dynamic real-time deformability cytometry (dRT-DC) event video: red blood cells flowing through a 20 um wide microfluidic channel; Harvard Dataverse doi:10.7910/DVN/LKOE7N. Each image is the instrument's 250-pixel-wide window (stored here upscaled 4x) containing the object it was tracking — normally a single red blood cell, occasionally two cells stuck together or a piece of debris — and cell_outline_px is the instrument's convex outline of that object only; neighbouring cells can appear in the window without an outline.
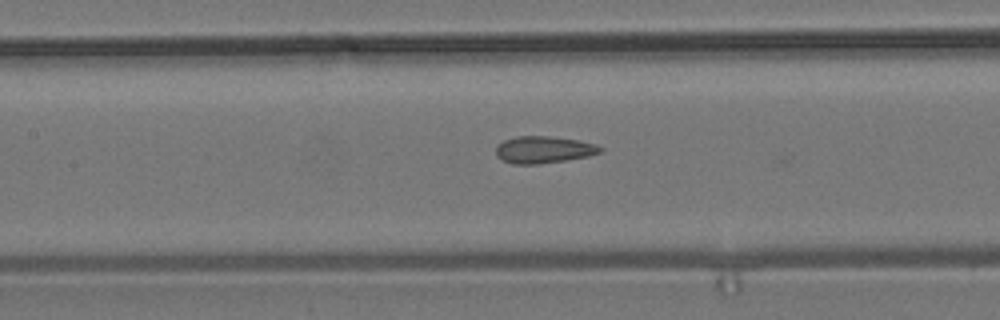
{"species": "common noctule bat (a hibernating species)", "species_latin": "Nyctalus noctula", "temperature_condition": "room temperature", "stored_images_in_passage": 43, "segment_of_instrument_passage": [2, 2], "camera_frame_rate_fps": 3000, "um_per_image_px": 0.085, "animal": {"sex": "male", "body_mass_g": 19.2, "forearm_length_mm": 51.8}, "frame": {"image": 1, "passage_image": 13, "time_ms": 4.0, "image_size_px": [1000, 320], "cell_outline_px": [[604, 148], [600, 152], [588, 156], [564, 160], [536, 164], [512, 164], [496, 156], [496, 148], [504, 140], [516, 136], [548, 136], [580, 140], [596, 144]], "centroid_in_image_um": [46.22, 12.71], "position_along_channel_um": 161.2, "area_um2": 16.3}}
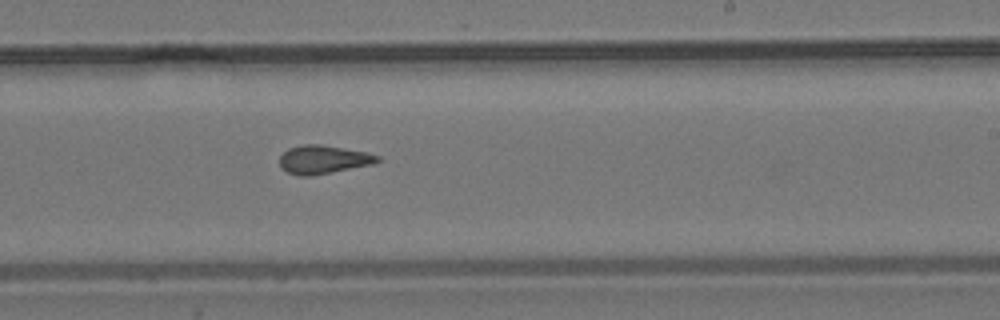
{"frame": {"image": 2, "passage_image": 21, "time_ms": 6.667, "image_size_px": [1000, 320], "cell_outline_px": [[380, 160], [376, 164], [312, 176], [300, 176], [288, 172], [280, 168], [280, 156], [288, 148], [304, 144], [320, 144], [344, 148], [364, 152], [380, 156]], "centroid_in_image_um": [27.49, 13.57], "position_along_channel_um": 261.5, "area_um2": 16.36}}
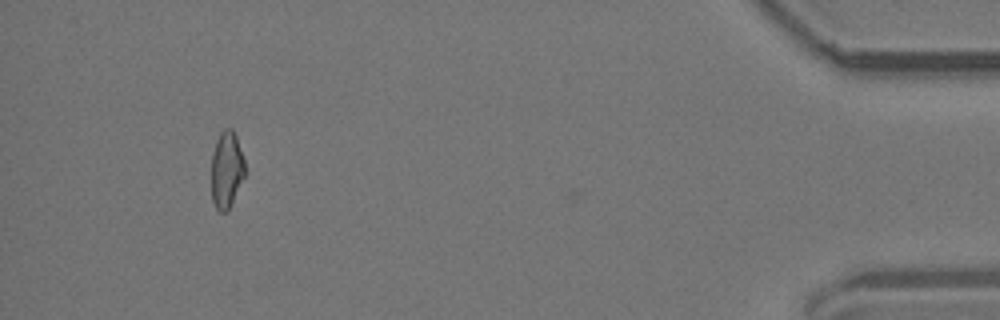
{"frame": {"image": 3, "passage_image": 39, "time_ms": 12.667, "image_size_px": [1000, 320], "cell_outline_px": [[244, 176], [228, 212], [220, 212], [216, 208], [212, 200], [212, 152], [216, 140], [220, 132], [224, 128], [232, 128], [236, 136], [244, 160]], "centroid_in_image_um": [19.25, 14.42], "position_along_channel_um": 416.0, "area_um2": 14.97}}